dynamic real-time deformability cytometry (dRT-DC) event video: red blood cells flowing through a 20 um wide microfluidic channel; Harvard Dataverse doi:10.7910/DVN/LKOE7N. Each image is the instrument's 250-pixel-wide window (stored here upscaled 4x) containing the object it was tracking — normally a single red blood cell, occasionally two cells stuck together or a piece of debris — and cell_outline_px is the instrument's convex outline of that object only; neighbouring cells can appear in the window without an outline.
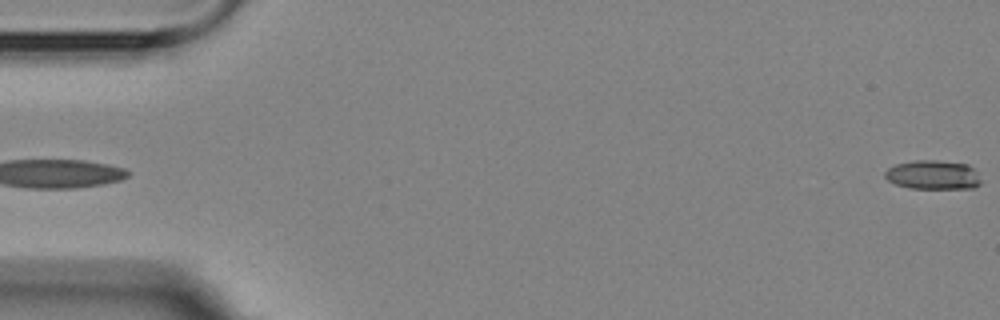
{"species": "Egyptian fruit bat (a non-hibernating species)", "species_latin": "Rousettus aegyptiacus", "temperature_condition": "room temperature", "stored_images_in_passage": 5, "segment_of_instrument_passage": [2, 2], "camera_frame_rate_fps": 3000, "um_per_image_px": 0.085, "animal": {"sex": "female"}, "frame": {"image": 1, "passage_image": 5, "time_ms": 4.667, "image_size_px": [1000, 320], "cell_outline_px": [[980, 184], [972, 188], [908, 188], [896, 184], [888, 180], [884, 176], [884, 172], [888, 168], [896, 164], [916, 160], [936, 160], [968, 164], [976, 172], [980, 180]], "centroid_in_image_um": [79.28, 14.86], "position_along_channel_um": 5.7, "area_um2": 16.18}}